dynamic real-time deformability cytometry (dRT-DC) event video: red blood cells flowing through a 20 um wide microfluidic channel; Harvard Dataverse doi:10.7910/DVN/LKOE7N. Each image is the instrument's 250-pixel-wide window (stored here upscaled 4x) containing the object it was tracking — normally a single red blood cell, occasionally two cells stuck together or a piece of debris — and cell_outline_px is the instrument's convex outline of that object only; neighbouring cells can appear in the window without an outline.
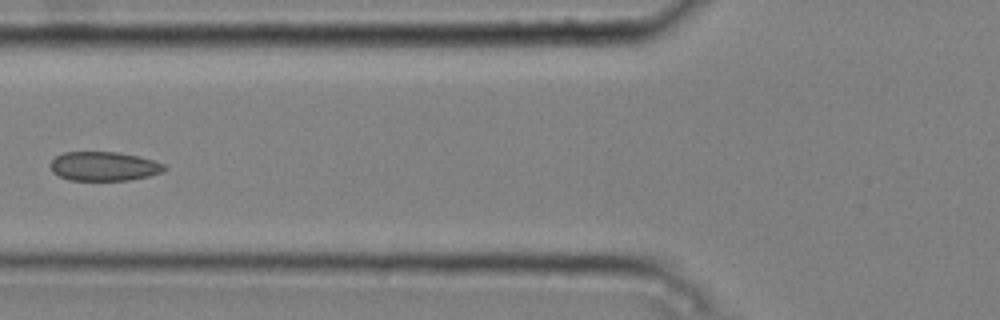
{"species": "common noctule bat (a hibernating species)", "species_latin": "Nyctalus noctula", "temperature_condition": "cold", "stored_images_in_passage": 5, "camera_frame_rate_fps": 3000, "um_per_image_px": 0.085, "animal": {"sex": "male", "body_mass_g": 20.4}, "frame": {"image": 1, "passage_image": 4, "time_ms": 1.0, "image_size_px": [1000, 320], "cell_outline_px": [[168, 168], [164, 172], [148, 176], [128, 180], [68, 180], [52, 172], [48, 164], [56, 156], [64, 152], [120, 152], [140, 156], [164, 164]], "centroid_in_image_um": [8.83, 14.13], "position_along_channel_um": 117.0, "area_um2": 19.54}}
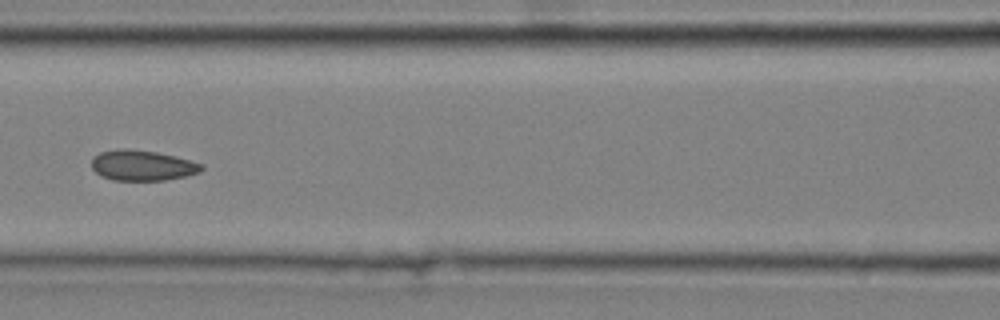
{"frame": {"image": 2, "passage_image": 5, "time_ms": 1.333, "image_size_px": [1000, 320], "cell_outline_px": [[204, 168], [200, 172], [184, 176], [164, 180], [112, 180], [100, 176], [92, 168], [92, 156], [100, 152], [120, 148], [128, 148], [156, 152], [176, 156], [204, 164]], "centroid_in_image_um": [12.08, 14.05], "position_along_channel_um": 154.5, "area_um2": 19.65}}